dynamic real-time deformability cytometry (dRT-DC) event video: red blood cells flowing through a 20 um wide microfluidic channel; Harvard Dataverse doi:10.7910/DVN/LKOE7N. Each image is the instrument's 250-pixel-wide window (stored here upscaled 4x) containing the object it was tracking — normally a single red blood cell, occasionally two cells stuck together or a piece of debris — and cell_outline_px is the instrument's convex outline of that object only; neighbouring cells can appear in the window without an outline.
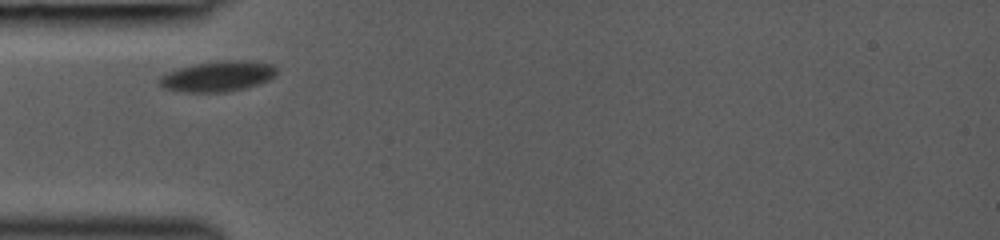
{"species": "common noctule bat (a hibernating species)", "species_latin": "Nyctalus noctula", "temperature_condition": "room temperature", "stored_images_in_passage": 9, "camera_frame_rate_fps": 3000, "um_per_image_px": 0.085, "animal": {"sex": "female", "body_mass_g": 19.0, "forearm_length_mm": 53.3}, "frame": {"image": 1, "passage_image": 1, "time_ms": 0.0, "image_size_px": [1000, 240], "cell_outline_px": [[276, 76], [268, 80], [244, 88], [224, 92], [184, 92], [164, 88], [156, 80], [160, 76], [168, 72], [180, 68], [196, 64], [220, 60], [244, 60], [272, 64], [276, 68]], "centroid_in_image_um": [18.5, 6.48], "position_along_channel_um": 66.5, "area_um2": 20.69}}
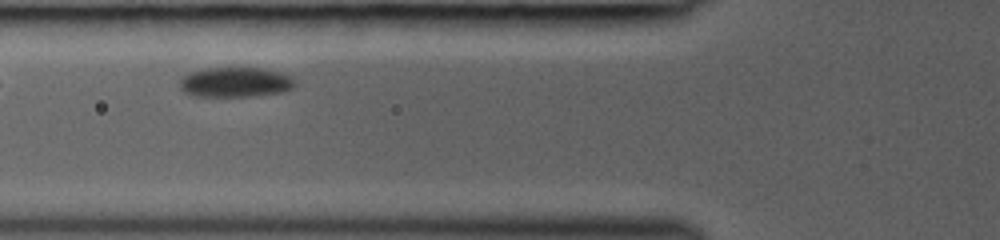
{"frame": {"image": 2, "passage_image": 8, "time_ms": 1.0, "image_size_px": [1000, 240], "cell_outline_px": [[296, 84], [292, 88], [280, 92], [252, 96], [196, 96], [184, 92], [180, 88], [180, 80], [188, 72], [208, 68], [260, 68], [280, 72], [292, 76]], "centroid_in_image_um": [20.0, 6.98], "position_along_channel_um": 105.8, "area_um2": 20.0}}